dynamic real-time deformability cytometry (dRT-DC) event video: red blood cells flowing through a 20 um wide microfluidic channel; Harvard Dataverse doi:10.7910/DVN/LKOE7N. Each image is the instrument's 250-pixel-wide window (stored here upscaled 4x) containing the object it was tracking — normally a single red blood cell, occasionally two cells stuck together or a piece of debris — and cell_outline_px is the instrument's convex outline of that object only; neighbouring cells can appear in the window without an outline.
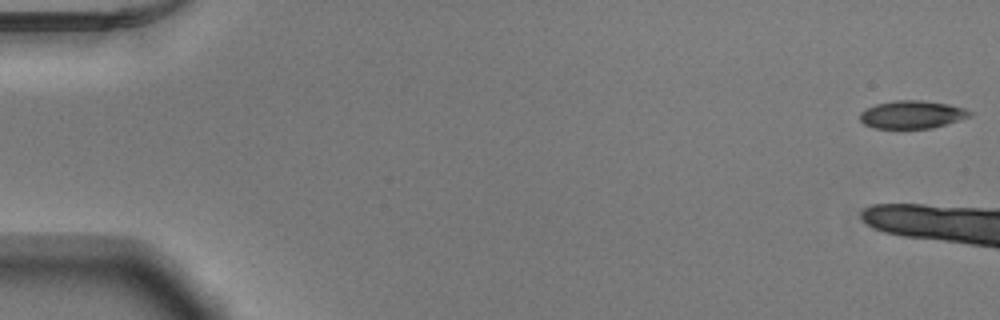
{"species": "Egyptian fruit bat (a non-hibernating species)", "species_latin": "Rousettus aegyptiacus", "temperature_condition": "warm", "stored_images_in_passage": 6, "camera_frame_rate_fps": 3000, "um_per_image_px": 0.085, "animal": {"sex": "male"}, "frame": {"image": 1, "passage_image": 1, "time_ms": 0.0, "image_size_px": [1000, 320], "cell_outline_px": [[972, 116], [932, 128], [872, 128], [864, 124], [860, 120], [860, 112], [876, 104], [896, 100], [920, 100], [948, 104], [964, 108], [972, 112]], "centroid_in_image_um": [77.52, 9.74], "position_along_channel_um": 7.5, "area_um2": 17.74}}